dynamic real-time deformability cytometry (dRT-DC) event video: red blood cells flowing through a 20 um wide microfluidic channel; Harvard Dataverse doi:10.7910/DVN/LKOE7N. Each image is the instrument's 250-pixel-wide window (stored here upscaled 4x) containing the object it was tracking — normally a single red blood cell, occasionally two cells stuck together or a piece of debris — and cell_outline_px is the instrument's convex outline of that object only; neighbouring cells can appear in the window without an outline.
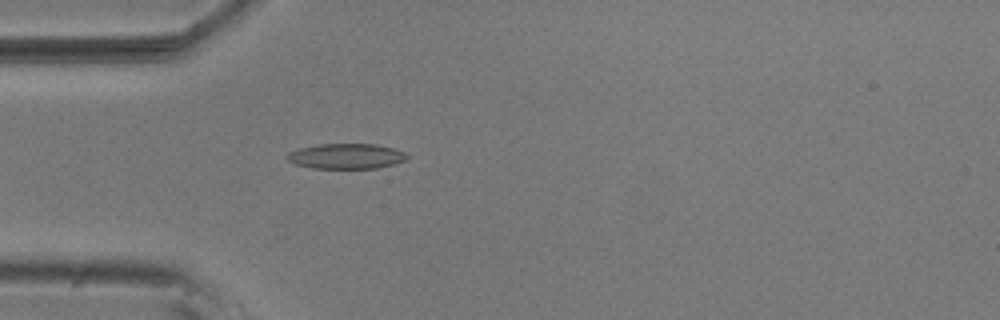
{"species": "common noctule bat (a hibernating species)", "species_latin": "Nyctalus noctula", "temperature_condition": "room temperature", "stored_images_in_passage": 4, "camera_frame_rate_fps": 3000, "um_per_image_px": 0.085, "animal": {"sex": "male", "body_mass_g": 20.5, "forearm_length_mm": 52.5}, "frame": {"image": 1, "passage_image": 4, "time_ms": 1.0, "image_size_px": [1000, 320], "cell_outline_px": [[408, 156], [404, 160], [392, 164], [376, 168], [312, 168], [296, 164], [288, 160], [284, 156], [288, 152], [300, 148], [320, 144], [376, 144], [392, 148], [404, 152]], "centroid_in_image_um": [29.38, 13.27], "position_along_channel_um": 55.6, "area_um2": 17.46}}